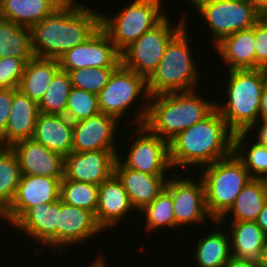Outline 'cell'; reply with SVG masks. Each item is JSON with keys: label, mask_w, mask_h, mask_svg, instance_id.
Masks as SVG:
<instances>
[{"label": "cell", "mask_w": 267, "mask_h": 267, "mask_svg": "<svg viewBox=\"0 0 267 267\" xmlns=\"http://www.w3.org/2000/svg\"><path fill=\"white\" fill-rule=\"evenodd\" d=\"M10 147L17 156L22 175L63 179L64 156L50 151L33 138L19 140Z\"/></svg>", "instance_id": "2e32d148"}, {"label": "cell", "mask_w": 267, "mask_h": 267, "mask_svg": "<svg viewBox=\"0 0 267 267\" xmlns=\"http://www.w3.org/2000/svg\"><path fill=\"white\" fill-rule=\"evenodd\" d=\"M167 180L165 190L171 195L173 200V209L175 215V228L184 226L189 223H204L207 216L205 203V188L202 179L198 181L190 177L172 175ZM176 177V178H175ZM185 178V179H184Z\"/></svg>", "instance_id": "7c38bea8"}, {"label": "cell", "mask_w": 267, "mask_h": 267, "mask_svg": "<svg viewBox=\"0 0 267 267\" xmlns=\"http://www.w3.org/2000/svg\"><path fill=\"white\" fill-rule=\"evenodd\" d=\"M189 2L208 24L214 47L224 37L253 27L262 17L249 0H190Z\"/></svg>", "instance_id": "ba28073f"}, {"label": "cell", "mask_w": 267, "mask_h": 267, "mask_svg": "<svg viewBox=\"0 0 267 267\" xmlns=\"http://www.w3.org/2000/svg\"><path fill=\"white\" fill-rule=\"evenodd\" d=\"M118 122L115 117L102 112L74 122L72 151L117 150L114 136Z\"/></svg>", "instance_id": "e0dca14e"}, {"label": "cell", "mask_w": 267, "mask_h": 267, "mask_svg": "<svg viewBox=\"0 0 267 267\" xmlns=\"http://www.w3.org/2000/svg\"><path fill=\"white\" fill-rule=\"evenodd\" d=\"M261 16H267V0H249Z\"/></svg>", "instance_id": "f6af8a7d"}, {"label": "cell", "mask_w": 267, "mask_h": 267, "mask_svg": "<svg viewBox=\"0 0 267 267\" xmlns=\"http://www.w3.org/2000/svg\"><path fill=\"white\" fill-rule=\"evenodd\" d=\"M256 223L267 235V201L264 204L262 211L259 213Z\"/></svg>", "instance_id": "ee69618b"}, {"label": "cell", "mask_w": 267, "mask_h": 267, "mask_svg": "<svg viewBox=\"0 0 267 267\" xmlns=\"http://www.w3.org/2000/svg\"><path fill=\"white\" fill-rule=\"evenodd\" d=\"M259 118L261 121H267V78L265 79L263 87H262V95L260 99L258 121H259Z\"/></svg>", "instance_id": "60d3db41"}, {"label": "cell", "mask_w": 267, "mask_h": 267, "mask_svg": "<svg viewBox=\"0 0 267 267\" xmlns=\"http://www.w3.org/2000/svg\"><path fill=\"white\" fill-rule=\"evenodd\" d=\"M162 0H135L118 15L101 13V27L108 34L116 50L121 53L145 32L156 26L165 16Z\"/></svg>", "instance_id": "52a82bcc"}, {"label": "cell", "mask_w": 267, "mask_h": 267, "mask_svg": "<svg viewBox=\"0 0 267 267\" xmlns=\"http://www.w3.org/2000/svg\"><path fill=\"white\" fill-rule=\"evenodd\" d=\"M103 256H99V258L98 259H95L96 261H94V263L93 264H91V266L90 267H106V265H105V259L104 258H102Z\"/></svg>", "instance_id": "7dc6e473"}, {"label": "cell", "mask_w": 267, "mask_h": 267, "mask_svg": "<svg viewBox=\"0 0 267 267\" xmlns=\"http://www.w3.org/2000/svg\"><path fill=\"white\" fill-rule=\"evenodd\" d=\"M100 112L98 95L73 87L67 99L65 116L71 122L87 119Z\"/></svg>", "instance_id": "d590c367"}, {"label": "cell", "mask_w": 267, "mask_h": 267, "mask_svg": "<svg viewBox=\"0 0 267 267\" xmlns=\"http://www.w3.org/2000/svg\"><path fill=\"white\" fill-rule=\"evenodd\" d=\"M29 60L15 57L0 58V88H18Z\"/></svg>", "instance_id": "74e56055"}, {"label": "cell", "mask_w": 267, "mask_h": 267, "mask_svg": "<svg viewBox=\"0 0 267 267\" xmlns=\"http://www.w3.org/2000/svg\"><path fill=\"white\" fill-rule=\"evenodd\" d=\"M260 267H267V236L264 241V245L262 247L261 251V263L259 265Z\"/></svg>", "instance_id": "bcb514c9"}, {"label": "cell", "mask_w": 267, "mask_h": 267, "mask_svg": "<svg viewBox=\"0 0 267 267\" xmlns=\"http://www.w3.org/2000/svg\"><path fill=\"white\" fill-rule=\"evenodd\" d=\"M261 126L258 130V134L255 136L257 137V140H255L258 144L266 146L267 147V121H262Z\"/></svg>", "instance_id": "7bdbcfd3"}, {"label": "cell", "mask_w": 267, "mask_h": 267, "mask_svg": "<svg viewBox=\"0 0 267 267\" xmlns=\"http://www.w3.org/2000/svg\"><path fill=\"white\" fill-rule=\"evenodd\" d=\"M205 203L212 222L218 221L234 204L237 195L252 179L234 153L203 167L201 176Z\"/></svg>", "instance_id": "8992f818"}, {"label": "cell", "mask_w": 267, "mask_h": 267, "mask_svg": "<svg viewBox=\"0 0 267 267\" xmlns=\"http://www.w3.org/2000/svg\"><path fill=\"white\" fill-rule=\"evenodd\" d=\"M137 139L131 145L127 160L120 162L128 169L155 176H165L172 168L169 143L152 133L145 125H139Z\"/></svg>", "instance_id": "8fae6325"}, {"label": "cell", "mask_w": 267, "mask_h": 267, "mask_svg": "<svg viewBox=\"0 0 267 267\" xmlns=\"http://www.w3.org/2000/svg\"><path fill=\"white\" fill-rule=\"evenodd\" d=\"M230 225L231 255L260 265L265 232L256 221H232Z\"/></svg>", "instance_id": "484cf974"}, {"label": "cell", "mask_w": 267, "mask_h": 267, "mask_svg": "<svg viewBox=\"0 0 267 267\" xmlns=\"http://www.w3.org/2000/svg\"><path fill=\"white\" fill-rule=\"evenodd\" d=\"M234 133L215 108L206 118L180 132L169 142L171 166L203 167L233 153Z\"/></svg>", "instance_id": "7a4b0ae2"}, {"label": "cell", "mask_w": 267, "mask_h": 267, "mask_svg": "<svg viewBox=\"0 0 267 267\" xmlns=\"http://www.w3.org/2000/svg\"><path fill=\"white\" fill-rule=\"evenodd\" d=\"M117 150L71 152L65 157L64 178L100 185L114 174Z\"/></svg>", "instance_id": "9a60e30c"}, {"label": "cell", "mask_w": 267, "mask_h": 267, "mask_svg": "<svg viewBox=\"0 0 267 267\" xmlns=\"http://www.w3.org/2000/svg\"><path fill=\"white\" fill-rule=\"evenodd\" d=\"M184 18L171 28L167 15L120 53V63L146 79L157 68L170 40L187 24Z\"/></svg>", "instance_id": "9c48e42d"}, {"label": "cell", "mask_w": 267, "mask_h": 267, "mask_svg": "<svg viewBox=\"0 0 267 267\" xmlns=\"http://www.w3.org/2000/svg\"><path fill=\"white\" fill-rule=\"evenodd\" d=\"M32 138L66 157L72 152L73 122L65 115L39 112Z\"/></svg>", "instance_id": "603a6c76"}, {"label": "cell", "mask_w": 267, "mask_h": 267, "mask_svg": "<svg viewBox=\"0 0 267 267\" xmlns=\"http://www.w3.org/2000/svg\"><path fill=\"white\" fill-rule=\"evenodd\" d=\"M99 231H103V229L98 225L95 215L91 211L65 204L60 199V211L57 219V249L61 250L65 246L82 243L84 240L87 242L88 239L97 236Z\"/></svg>", "instance_id": "ac0fdd59"}, {"label": "cell", "mask_w": 267, "mask_h": 267, "mask_svg": "<svg viewBox=\"0 0 267 267\" xmlns=\"http://www.w3.org/2000/svg\"><path fill=\"white\" fill-rule=\"evenodd\" d=\"M38 114V103L17 89L5 131L0 135V146L10 147L19 140L32 138Z\"/></svg>", "instance_id": "7402d4cb"}, {"label": "cell", "mask_w": 267, "mask_h": 267, "mask_svg": "<svg viewBox=\"0 0 267 267\" xmlns=\"http://www.w3.org/2000/svg\"><path fill=\"white\" fill-rule=\"evenodd\" d=\"M132 208L128 194L114 174L99 185L95 218L103 231L116 226Z\"/></svg>", "instance_id": "44dd1931"}, {"label": "cell", "mask_w": 267, "mask_h": 267, "mask_svg": "<svg viewBox=\"0 0 267 267\" xmlns=\"http://www.w3.org/2000/svg\"><path fill=\"white\" fill-rule=\"evenodd\" d=\"M59 70L57 59L33 57L26 63L18 89L38 103Z\"/></svg>", "instance_id": "83f0119b"}, {"label": "cell", "mask_w": 267, "mask_h": 267, "mask_svg": "<svg viewBox=\"0 0 267 267\" xmlns=\"http://www.w3.org/2000/svg\"><path fill=\"white\" fill-rule=\"evenodd\" d=\"M115 68L116 67H89L66 72L69 73L72 87L98 95L107 84Z\"/></svg>", "instance_id": "8d00e7d4"}, {"label": "cell", "mask_w": 267, "mask_h": 267, "mask_svg": "<svg viewBox=\"0 0 267 267\" xmlns=\"http://www.w3.org/2000/svg\"><path fill=\"white\" fill-rule=\"evenodd\" d=\"M224 267H260V266L257 264H254L252 262H248L246 260H243L241 258L231 256V258L224 265Z\"/></svg>", "instance_id": "b9f144b4"}, {"label": "cell", "mask_w": 267, "mask_h": 267, "mask_svg": "<svg viewBox=\"0 0 267 267\" xmlns=\"http://www.w3.org/2000/svg\"><path fill=\"white\" fill-rule=\"evenodd\" d=\"M60 199L29 208L12 226L21 229L35 241L57 248V219Z\"/></svg>", "instance_id": "d6986e66"}, {"label": "cell", "mask_w": 267, "mask_h": 267, "mask_svg": "<svg viewBox=\"0 0 267 267\" xmlns=\"http://www.w3.org/2000/svg\"><path fill=\"white\" fill-rule=\"evenodd\" d=\"M256 69H267V16L255 24Z\"/></svg>", "instance_id": "f35d334b"}, {"label": "cell", "mask_w": 267, "mask_h": 267, "mask_svg": "<svg viewBox=\"0 0 267 267\" xmlns=\"http://www.w3.org/2000/svg\"><path fill=\"white\" fill-rule=\"evenodd\" d=\"M114 175L121 182L135 209L150 204L165 189L167 176H155L126 168L117 158Z\"/></svg>", "instance_id": "ffe728a7"}, {"label": "cell", "mask_w": 267, "mask_h": 267, "mask_svg": "<svg viewBox=\"0 0 267 267\" xmlns=\"http://www.w3.org/2000/svg\"><path fill=\"white\" fill-rule=\"evenodd\" d=\"M215 46L229 70L256 69L255 25L224 37Z\"/></svg>", "instance_id": "cb8c5ba5"}, {"label": "cell", "mask_w": 267, "mask_h": 267, "mask_svg": "<svg viewBox=\"0 0 267 267\" xmlns=\"http://www.w3.org/2000/svg\"><path fill=\"white\" fill-rule=\"evenodd\" d=\"M186 26L170 40L157 68L146 79L149 96L192 91L200 80Z\"/></svg>", "instance_id": "5b68a950"}, {"label": "cell", "mask_w": 267, "mask_h": 267, "mask_svg": "<svg viewBox=\"0 0 267 267\" xmlns=\"http://www.w3.org/2000/svg\"><path fill=\"white\" fill-rule=\"evenodd\" d=\"M267 201V181L252 178L237 195L234 204L218 220L213 223L223 224L226 215L232 214V221H256ZM220 223V224H219Z\"/></svg>", "instance_id": "4316f807"}, {"label": "cell", "mask_w": 267, "mask_h": 267, "mask_svg": "<svg viewBox=\"0 0 267 267\" xmlns=\"http://www.w3.org/2000/svg\"><path fill=\"white\" fill-rule=\"evenodd\" d=\"M214 231L197 242L194 259L198 267H224L231 258L230 237Z\"/></svg>", "instance_id": "f546056e"}, {"label": "cell", "mask_w": 267, "mask_h": 267, "mask_svg": "<svg viewBox=\"0 0 267 267\" xmlns=\"http://www.w3.org/2000/svg\"><path fill=\"white\" fill-rule=\"evenodd\" d=\"M98 189L99 185L67 180L63 177L60 182V199L65 204L91 211L95 215Z\"/></svg>", "instance_id": "836d02e7"}, {"label": "cell", "mask_w": 267, "mask_h": 267, "mask_svg": "<svg viewBox=\"0 0 267 267\" xmlns=\"http://www.w3.org/2000/svg\"><path fill=\"white\" fill-rule=\"evenodd\" d=\"M227 101L215 106L229 129L235 134L249 132L258 124L265 69L229 70ZM222 106V107H221Z\"/></svg>", "instance_id": "277c9868"}, {"label": "cell", "mask_w": 267, "mask_h": 267, "mask_svg": "<svg viewBox=\"0 0 267 267\" xmlns=\"http://www.w3.org/2000/svg\"><path fill=\"white\" fill-rule=\"evenodd\" d=\"M18 88H0V135L5 131L6 123L11 113L13 93Z\"/></svg>", "instance_id": "ab89813d"}, {"label": "cell", "mask_w": 267, "mask_h": 267, "mask_svg": "<svg viewBox=\"0 0 267 267\" xmlns=\"http://www.w3.org/2000/svg\"><path fill=\"white\" fill-rule=\"evenodd\" d=\"M146 231L163 227L175 228V215L171 195L164 189L150 204L144 206Z\"/></svg>", "instance_id": "e575fe53"}, {"label": "cell", "mask_w": 267, "mask_h": 267, "mask_svg": "<svg viewBox=\"0 0 267 267\" xmlns=\"http://www.w3.org/2000/svg\"><path fill=\"white\" fill-rule=\"evenodd\" d=\"M199 95L192 90L150 96V101L147 99L149 105L144 106L141 113L137 112L132 124L145 125L169 143L180 132L203 120L216 108L217 101L214 103Z\"/></svg>", "instance_id": "3957f363"}, {"label": "cell", "mask_w": 267, "mask_h": 267, "mask_svg": "<svg viewBox=\"0 0 267 267\" xmlns=\"http://www.w3.org/2000/svg\"><path fill=\"white\" fill-rule=\"evenodd\" d=\"M32 59L30 28L19 26L0 17V58Z\"/></svg>", "instance_id": "f1b7e54d"}, {"label": "cell", "mask_w": 267, "mask_h": 267, "mask_svg": "<svg viewBox=\"0 0 267 267\" xmlns=\"http://www.w3.org/2000/svg\"><path fill=\"white\" fill-rule=\"evenodd\" d=\"M60 180L47 176L22 175L10 207L0 216L13 225L29 208L60 199Z\"/></svg>", "instance_id": "5bb4252c"}, {"label": "cell", "mask_w": 267, "mask_h": 267, "mask_svg": "<svg viewBox=\"0 0 267 267\" xmlns=\"http://www.w3.org/2000/svg\"><path fill=\"white\" fill-rule=\"evenodd\" d=\"M66 0H1L0 17L31 28L52 14Z\"/></svg>", "instance_id": "d4e9b609"}, {"label": "cell", "mask_w": 267, "mask_h": 267, "mask_svg": "<svg viewBox=\"0 0 267 267\" xmlns=\"http://www.w3.org/2000/svg\"><path fill=\"white\" fill-rule=\"evenodd\" d=\"M140 94L150 97L146 78L120 63L98 94L99 110L119 120L135 100L144 97Z\"/></svg>", "instance_id": "30bf717a"}, {"label": "cell", "mask_w": 267, "mask_h": 267, "mask_svg": "<svg viewBox=\"0 0 267 267\" xmlns=\"http://www.w3.org/2000/svg\"><path fill=\"white\" fill-rule=\"evenodd\" d=\"M247 135V132L234 134L233 153L243 163L252 178L267 180V147L258 144L256 141L251 146H245L243 141ZM242 145L244 146L242 147ZM248 147V153L244 152ZM244 153L246 156L243 155Z\"/></svg>", "instance_id": "1f68e13d"}, {"label": "cell", "mask_w": 267, "mask_h": 267, "mask_svg": "<svg viewBox=\"0 0 267 267\" xmlns=\"http://www.w3.org/2000/svg\"><path fill=\"white\" fill-rule=\"evenodd\" d=\"M74 1L66 0L52 14L30 28L34 57L58 60L101 27V13Z\"/></svg>", "instance_id": "6da1fadb"}, {"label": "cell", "mask_w": 267, "mask_h": 267, "mask_svg": "<svg viewBox=\"0 0 267 267\" xmlns=\"http://www.w3.org/2000/svg\"><path fill=\"white\" fill-rule=\"evenodd\" d=\"M21 176L14 151L9 146H0V216L12 204Z\"/></svg>", "instance_id": "4dcf8cb0"}, {"label": "cell", "mask_w": 267, "mask_h": 267, "mask_svg": "<svg viewBox=\"0 0 267 267\" xmlns=\"http://www.w3.org/2000/svg\"><path fill=\"white\" fill-rule=\"evenodd\" d=\"M58 63L63 71L89 67H117L120 64V53L108 34L100 27L85 42L59 57Z\"/></svg>", "instance_id": "4fadbf2b"}, {"label": "cell", "mask_w": 267, "mask_h": 267, "mask_svg": "<svg viewBox=\"0 0 267 267\" xmlns=\"http://www.w3.org/2000/svg\"><path fill=\"white\" fill-rule=\"evenodd\" d=\"M72 88L69 73L60 69L38 102L39 112L65 115L67 99Z\"/></svg>", "instance_id": "d6a6232c"}]
</instances>
